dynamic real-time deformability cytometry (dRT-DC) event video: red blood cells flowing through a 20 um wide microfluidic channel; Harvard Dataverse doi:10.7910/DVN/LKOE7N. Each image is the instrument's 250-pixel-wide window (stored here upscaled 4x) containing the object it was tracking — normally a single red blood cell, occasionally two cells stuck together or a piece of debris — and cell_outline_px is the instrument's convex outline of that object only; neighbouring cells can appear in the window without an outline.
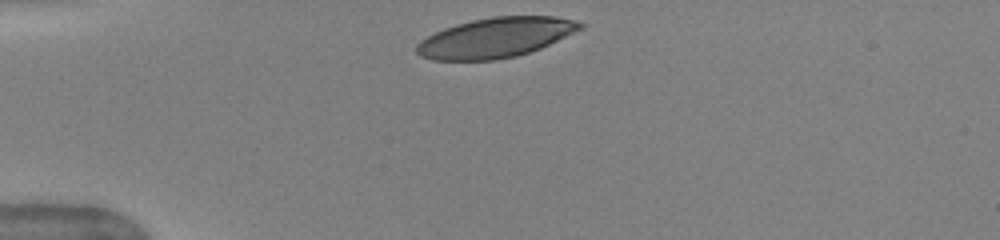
{"species": "human", "species_latin": "Homo sapiens", "temperature_condition": "warm", "stored_images_in_passage": 32, "camera_frame_rate_fps": 3000, "um_per_image_px": 0.085, "donor": {"sex": "female"}, "frame": {"image": 1, "passage_image": 1, "time_ms": 0.0, "image_size_px": [1000, 240], "cell_outline_px": [[584, 28], [540, 48], [516, 56], [496, 60], [432, 60], [420, 56], [416, 52], [416, 44], [420, 40], [444, 28], [456, 24], [472, 20], [492, 16], [556, 16], [576, 20], [584, 24]], "centroid_in_image_um": [42.12, 3.19], "position_along_channel_um": 42.9, "area_um2": 38.03}, "authors_computed_cell_mechanics": {"area_um2": 40.3733, "velocity_mm_per_s": 3.9812, "shape_relaxation_time_tau1_ms": 2.82, "shape_relaxation_time_tau2_ms": 0.8427, "deformation_change_tau1": 0.1665, "deformation_change_tau2": 0.0746}}